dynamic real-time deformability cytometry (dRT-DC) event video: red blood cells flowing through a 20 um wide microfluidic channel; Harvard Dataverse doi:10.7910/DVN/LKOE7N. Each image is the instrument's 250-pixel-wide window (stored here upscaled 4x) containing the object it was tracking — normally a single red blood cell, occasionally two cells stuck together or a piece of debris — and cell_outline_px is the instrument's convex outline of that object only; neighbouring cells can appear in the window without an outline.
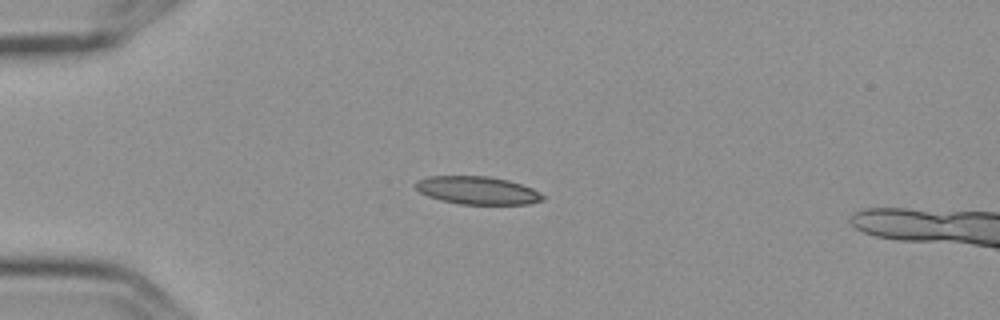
{"species": "Egyptian fruit bat (a non-hibernating species)", "species_latin": "Rousettus aegyptiacus", "temperature_condition": "cold", "stored_images_in_passage": 4, "camera_frame_rate_fps": 3000, "um_per_image_px": 0.085, "frame": {"image": 1, "passage_image": 3, "time_ms": 0.667, "image_size_px": [1000, 320], "cell_outline_px": [[548, 196], [544, 200], [528, 204], [460, 204], [440, 200], [428, 196], [420, 192], [412, 184], [416, 180], [428, 176], [488, 176], [508, 180], [532, 188]], "centroid_in_image_um": [40.58, 16.18], "position_along_channel_um": 44.4, "area_um2": 20.92}}